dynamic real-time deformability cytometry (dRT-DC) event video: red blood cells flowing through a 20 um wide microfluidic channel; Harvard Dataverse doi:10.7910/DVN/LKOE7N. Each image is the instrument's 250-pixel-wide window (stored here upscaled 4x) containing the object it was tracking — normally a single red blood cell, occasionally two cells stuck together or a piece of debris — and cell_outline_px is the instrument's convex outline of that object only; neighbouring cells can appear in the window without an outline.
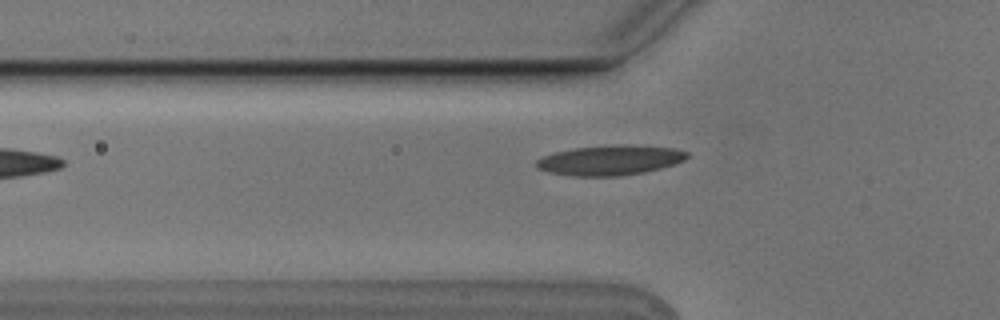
{"species": "Egyptian fruit bat (a non-hibernating species)", "species_latin": "Rousettus aegyptiacus", "temperature_condition": "cold", "stored_images_in_passage": 6, "camera_frame_rate_fps": 3000, "um_per_image_px": 0.085, "animal": {"sex": "male"}, "frame": {"image": 1, "passage_image": 6, "time_ms": 1.667, "image_size_px": [1000, 320], "cell_outline_px": [[688, 156], [684, 160], [676, 164], [644, 172], [620, 176], [572, 176], [548, 172], [536, 168], [536, 160], [540, 156], [572, 148], [672, 148], [688, 152]], "centroid_in_image_um": [51.75, 13.69], "position_along_channel_um": 74.0, "area_um2": 24.91}}